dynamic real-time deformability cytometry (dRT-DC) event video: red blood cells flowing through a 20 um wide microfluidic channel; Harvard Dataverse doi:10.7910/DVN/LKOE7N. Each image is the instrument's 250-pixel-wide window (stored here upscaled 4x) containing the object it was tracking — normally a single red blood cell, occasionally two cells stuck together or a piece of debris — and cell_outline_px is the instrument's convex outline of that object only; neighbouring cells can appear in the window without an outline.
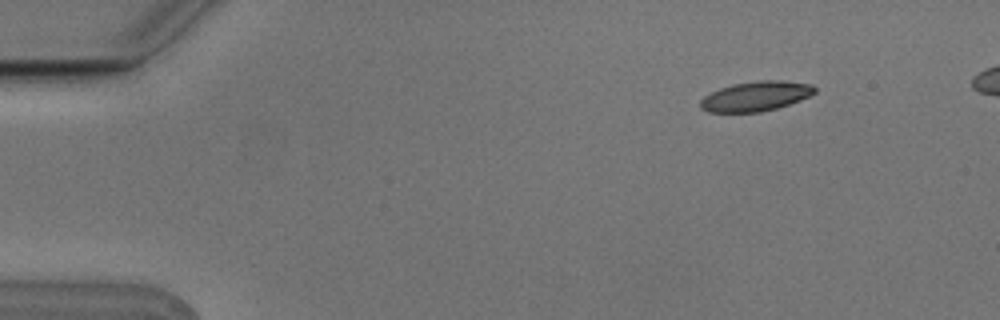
{"species": "Egyptian fruit bat (a non-hibernating species)", "species_latin": "Rousettus aegyptiacus", "temperature_condition": "cold", "stored_images_in_passage": 6, "camera_frame_rate_fps": 3000, "um_per_image_px": 0.085, "animal": {"sex": "male"}, "frame": {"image": 1, "passage_image": 2, "time_ms": 0.333, "image_size_px": [1000, 320], "cell_outline_px": [[816, 92], [800, 100], [776, 108], [760, 112], [708, 112], [700, 108], [700, 100], [704, 96], [720, 88], [732, 84], [760, 80], [780, 80], [812, 84], [816, 88]], "centroid_in_image_um": [64.23, 8.17], "position_along_channel_um": 20.8, "area_um2": 19.77}}